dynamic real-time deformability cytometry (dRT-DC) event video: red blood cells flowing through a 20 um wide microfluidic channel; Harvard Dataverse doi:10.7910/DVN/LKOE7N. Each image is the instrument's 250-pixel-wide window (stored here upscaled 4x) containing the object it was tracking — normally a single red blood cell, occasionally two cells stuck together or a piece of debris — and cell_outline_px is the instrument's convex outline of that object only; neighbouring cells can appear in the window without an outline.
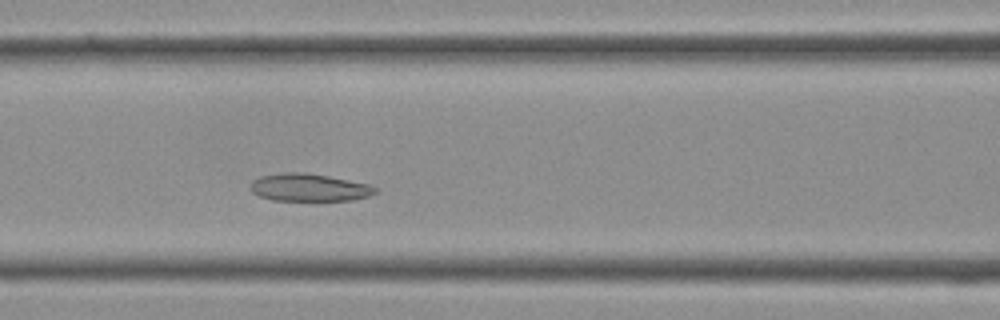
{"species": "Egyptian fruit bat (a non-hibernating species)", "species_latin": "Rousettus aegyptiacus", "temperature_condition": "cold", "stored_images_in_passage": 33, "camera_frame_rate_fps": 3000, "um_per_image_px": 0.085, "frame": {"image": 1, "passage_image": 10, "time_ms": 3.0, "image_size_px": [1000, 320], "cell_outline_px": [[376, 192], [368, 196], [352, 200], [272, 200], [260, 196], [252, 192], [252, 180], [260, 176], [284, 172], [304, 172], [328, 176], [368, 184], [376, 188]], "centroid_in_image_um": [26.25, 15.93], "position_along_channel_um": 140.3, "area_um2": 19.83}}
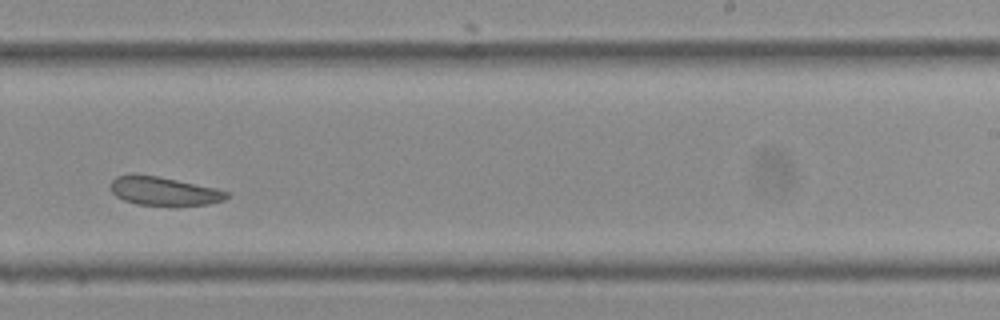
{"frame": {"image": 2, "passage_image": 18, "time_ms": 5.667, "image_size_px": [1000, 320], "cell_outline_px": [[228, 196], [224, 200], [208, 204], [176, 208], [136, 204], [124, 200], [116, 196], [108, 188], [112, 180], [116, 176], [156, 176], [216, 188], [228, 192]], "centroid_in_image_um": [13.95, 16.31], "position_along_channel_um": 275.0, "area_um2": 19.59}}
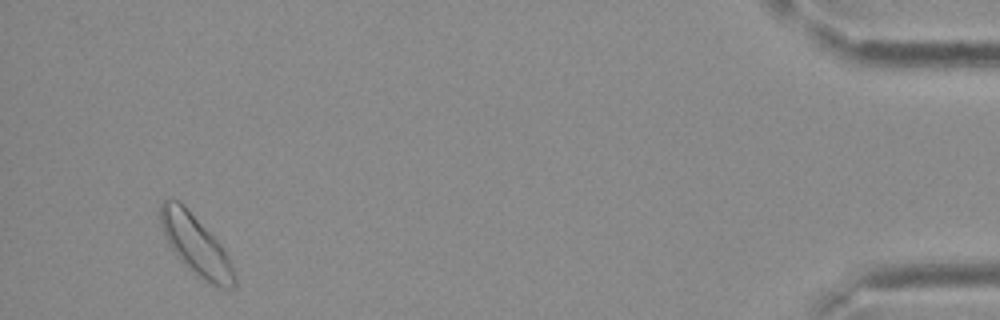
{"frame": {"image": 3, "passage_image": 31, "time_ms": 10.0, "image_size_px": [1000, 320], "cell_outline_px": [[236, 284], [232, 288], [220, 288], [212, 284], [192, 272], [184, 264], [172, 248], [164, 236], [160, 224], [160, 204], [164, 200], [172, 196], [184, 204], [220, 244], [228, 256], [232, 264], [236, 280]], "centroid_in_image_um": [16.62, 20.79], "position_along_channel_um": 418.6, "area_um2": 25.55}}